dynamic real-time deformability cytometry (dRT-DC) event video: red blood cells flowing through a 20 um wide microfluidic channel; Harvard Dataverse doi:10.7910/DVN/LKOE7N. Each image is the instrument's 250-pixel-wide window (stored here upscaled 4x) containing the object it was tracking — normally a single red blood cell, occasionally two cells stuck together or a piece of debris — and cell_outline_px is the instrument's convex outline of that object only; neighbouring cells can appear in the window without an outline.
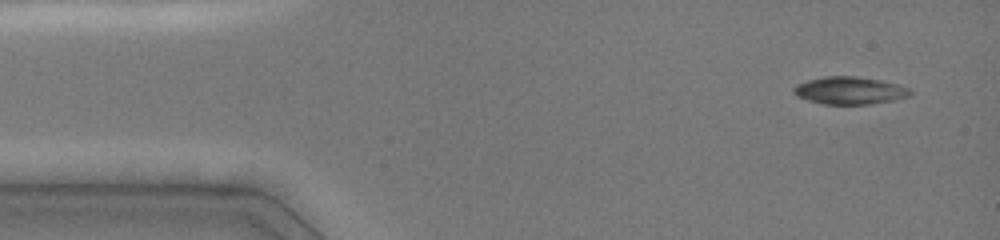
{"species": "common noctule bat (a hibernating species)", "species_latin": "Nyctalus noctula", "temperature_condition": "cold", "stored_images_in_passage": 9, "camera_frame_rate_fps": 3000, "um_per_image_px": 0.085, "animal": {"sex": "female", "body_mass_g": 19.0, "forearm_length_mm": 51.5}, "frame": {"image": 1, "passage_image": 1, "time_ms": 0.0, "image_size_px": [1000, 240], "cell_outline_px": [[912, 92], [908, 96], [892, 100], [868, 104], [824, 104], [808, 100], [796, 96], [792, 92], [792, 88], [796, 84], [808, 80], [824, 76], [856, 76], [880, 80], [896, 84], [908, 88]], "centroid_in_image_um": [72.16, 7.69], "position_along_channel_um": 12.8, "area_um2": 18.55}}
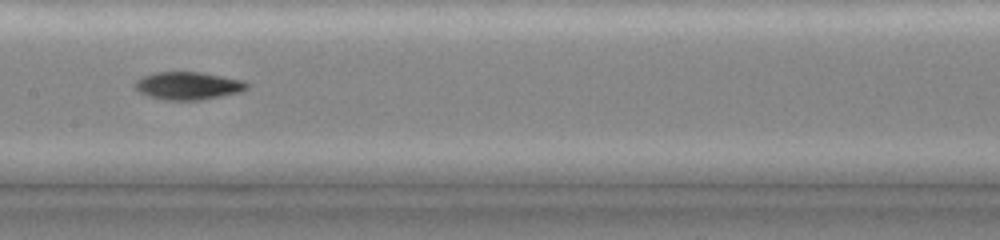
{"frame": {"image": 2, "passage_image": 8, "time_ms": 6.667, "image_size_px": [1000, 240], "cell_outline_px": [[248, 88], [240, 92], [200, 100], [164, 100], [148, 96], [140, 92], [132, 84], [136, 80], [144, 76], [156, 72], [200, 72], [244, 80], [248, 84]], "centroid_in_image_um": [15.98, 7.29], "position_along_channel_um": 191.4, "area_um2": 18.09}}